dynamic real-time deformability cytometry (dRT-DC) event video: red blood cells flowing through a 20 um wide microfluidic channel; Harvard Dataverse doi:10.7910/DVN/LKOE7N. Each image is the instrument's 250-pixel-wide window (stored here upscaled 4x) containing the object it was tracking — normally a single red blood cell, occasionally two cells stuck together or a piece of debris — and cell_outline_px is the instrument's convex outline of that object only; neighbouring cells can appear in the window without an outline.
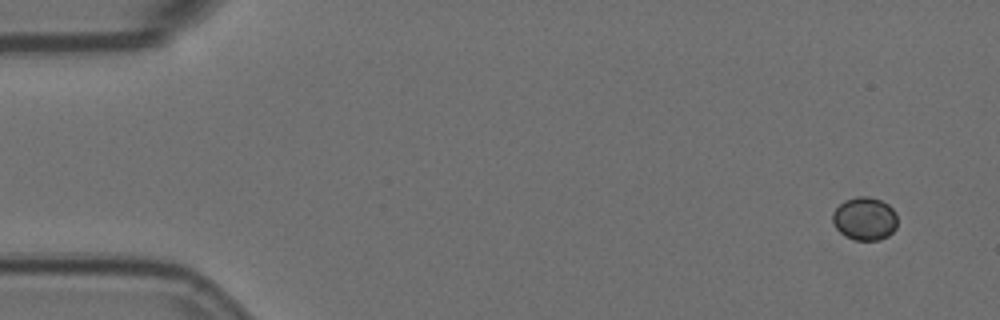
{"species": "Egyptian fruit bat (a non-hibernating species)", "species_latin": "Rousettus aegyptiacus", "temperature_condition": "room temperature", "stored_images_in_passage": 4, "camera_frame_rate_fps": 3000, "um_per_image_px": 0.085, "animal": {"sex": "female"}, "frame": {"image": 1, "passage_image": 1, "time_ms": 0.0, "image_size_px": [1000, 320], "cell_outline_px": [[896, 228], [888, 236], [876, 240], [856, 240], [844, 236], [836, 228], [832, 220], [832, 212], [844, 200], [856, 196], [868, 196], [880, 200], [888, 204], [896, 212]], "centroid_in_image_um": [73.49, 18.58], "position_along_channel_um": 11.5, "area_um2": 16.36}}
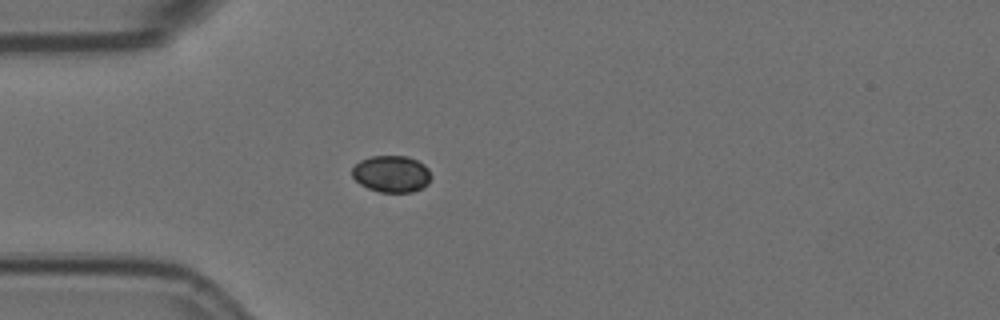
{"frame": {"image": 2, "passage_image": 4, "time_ms": 1.0, "image_size_px": [1000, 320], "cell_outline_px": [[432, 176], [428, 184], [424, 188], [412, 192], [380, 192], [368, 188], [360, 184], [352, 176], [352, 168], [360, 160], [372, 156], [408, 156], [424, 164], [428, 168]], "centroid_in_image_um": [33.3, 14.78], "position_along_channel_um": 51.7, "area_um2": 17.05}}